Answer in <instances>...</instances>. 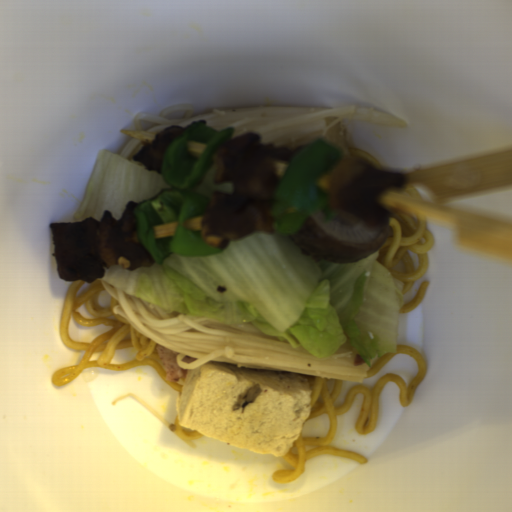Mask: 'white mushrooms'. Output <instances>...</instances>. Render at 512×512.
<instances>
[{
  "mask_svg": "<svg viewBox=\"0 0 512 512\" xmlns=\"http://www.w3.org/2000/svg\"><path fill=\"white\" fill-rule=\"evenodd\" d=\"M262 393L263 389L260 384L255 383L238 395L236 402L231 407V411L234 412L241 409V413H245L246 406L249 403H253Z\"/></svg>",
  "mask_w": 512,
  "mask_h": 512,
  "instance_id": "1e6be865",
  "label": "white mushrooms"
}]
</instances>
